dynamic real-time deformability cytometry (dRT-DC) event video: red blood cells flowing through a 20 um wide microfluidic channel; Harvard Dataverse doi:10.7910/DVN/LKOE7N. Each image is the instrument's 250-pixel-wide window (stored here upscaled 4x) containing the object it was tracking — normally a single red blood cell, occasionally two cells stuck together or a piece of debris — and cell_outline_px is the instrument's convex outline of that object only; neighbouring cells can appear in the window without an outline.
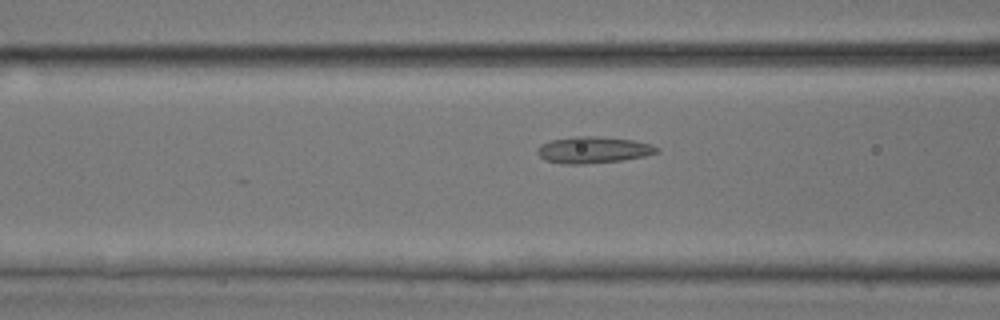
{"species": "common noctule bat (a hibernating species)", "species_latin": "Nyctalus noctula", "temperature_condition": "room temperature", "stored_images_in_passage": 17, "camera_frame_rate_fps": 3000, "um_per_image_px": 0.085, "animal": {"sex": "male", "body_mass_g": 17.9, "forearm_length_mm": 54.2}, "frame": {"image": 1, "passage_image": 10, "time_ms": 3.0, "image_size_px": [1000, 320], "cell_outline_px": [[660, 152], [644, 156], [624, 160], [584, 164], [560, 164], [544, 160], [536, 152], [536, 148], [540, 144], [552, 140], [576, 136], [596, 136], [632, 140], [652, 144], [660, 148]], "centroid_in_image_um": [50.42, 12.75], "position_along_channel_um": 116.2, "area_um2": 18.67}}
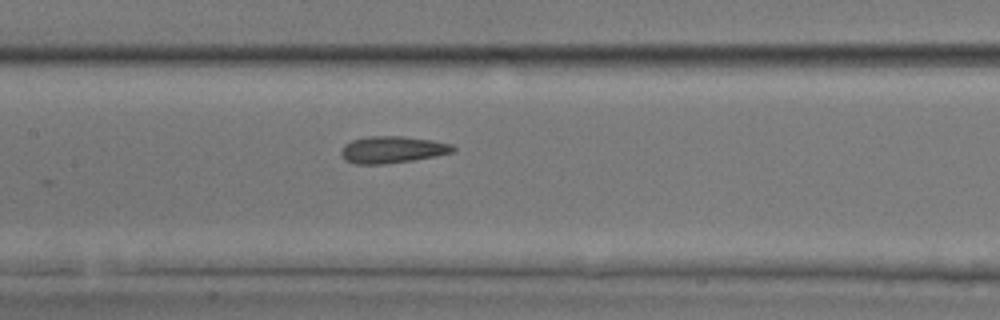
{"frame": {"image": 2, "passage_image": 14, "time_ms": 4.333, "image_size_px": [1000, 320], "cell_outline_px": [[456, 148], [452, 152], [436, 156], [412, 160], [384, 164], [356, 164], [344, 160], [340, 152], [344, 144], [352, 140], [368, 136], [404, 136], [432, 140], [452, 144]], "centroid_in_image_um": [33.33, 12.71], "position_along_channel_um": 174.1, "area_um2": 17.57}}
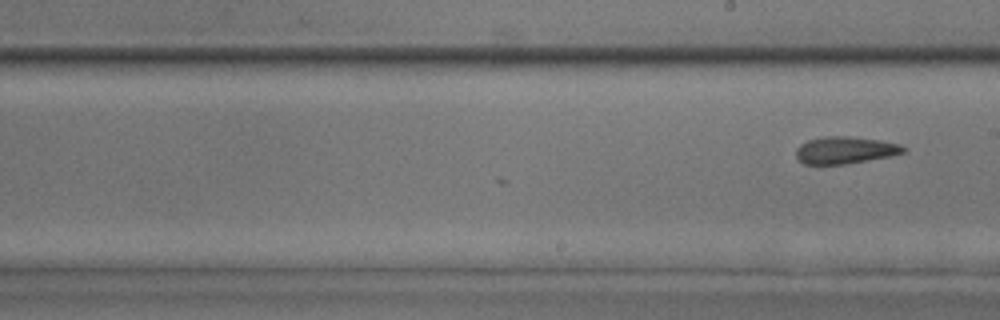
{"frame": {"image": 3, "passage_image": 17, "time_ms": 5.333, "image_size_px": [1000, 320], "cell_outline_px": [[908, 148], [904, 152], [892, 156], [848, 164], [804, 164], [796, 156], [796, 148], [800, 144], [808, 140], [824, 136], [848, 136], [880, 140], [900, 144]], "centroid_in_image_um": [71.86, 12.76], "position_along_channel_um": 217.1, "area_um2": 17.11}}